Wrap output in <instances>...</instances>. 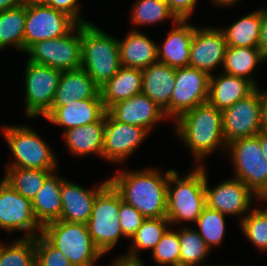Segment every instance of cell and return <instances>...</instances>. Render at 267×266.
<instances>
[{"label":"cell","instance_id":"6da1fadb","mask_svg":"<svg viewBox=\"0 0 267 266\" xmlns=\"http://www.w3.org/2000/svg\"><path fill=\"white\" fill-rule=\"evenodd\" d=\"M169 169L144 168L127 171L118 169L109 182L120 193L122 200L132 205L145 219L167 215V182Z\"/></svg>","mask_w":267,"mask_h":266},{"label":"cell","instance_id":"7a4b0ae2","mask_svg":"<svg viewBox=\"0 0 267 266\" xmlns=\"http://www.w3.org/2000/svg\"><path fill=\"white\" fill-rule=\"evenodd\" d=\"M176 137L194 158V166H204L206 157L216 150L225 155L227 144L223 137L222 111L209 102L197 105L173 124Z\"/></svg>","mask_w":267,"mask_h":266},{"label":"cell","instance_id":"3957f363","mask_svg":"<svg viewBox=\"0 0 267 266\" xmlns=\"http://www.w3.org/2000/svg\"><path fill=\"white\" fill-rule=\"evenodd\" d=\"M205 206V166H192L183 176L169 169L166 218L171 226L195 225Z\"/></svg>","mask_w":267,"mask_h":266},{"label":"cell","instance_id":"277c9868","mask_svg":"<svg viewBox=\"0 0 267 266\" xmlns=\"http://www.w3.org/2000/svg\"><path fill=\"white\" fill-rule=\"evenodd\" d=\"M81 67L103 86L121 67L118 38L94 22L81 24Z\"/></svg>","mask_w":267,"mask_h":266},{"label":"cell","instance_id":"5b68a950","mask_svg":"<svg viewBox=\"0 0 267 266\" xmlns=\"http://www.w3.org/2000/svg\"><path fill=\"white\" fill-rule=\"evenodd\" d=\"M8 149L11 162L5 167L57 170L58 159L53 148L28 125H2L0 128Z\"/></svg>","mask_w":267,"mask_h":266},{"label":"cell","instance_id":"8992f818","mask_svg":"<svg viewBox=\"0 0 267 266\" xmlns=\"http://www.w3.org/2000/svg\"><path fill=\"white\" fill-rule=\"evenodd\" d=\"M41 235L57 248L72 266H97L104 257L84 223L55 220L42 226Z\"/></svg>","mask_w":267,"mask_h":266},{"label":"cell","instance_id":"52a82bcc","mask_svg":"<svg viewBox=\"0 0 267 266\" xmlns=\"http://www.w3.org/2000/svg\"><path fill=\"white\" fill-rule=\"evenodd\" d=\"M120 193L109 182L96 196L86 223L95 246L105 256L124 239L119 220Z\"/></svg>","mask_w":267,"mask_h":266},{"label":"cell","instance_id":"ba28073f","mask_svg":"<svg viewBox=\"0 0 267 266\" xmlns=\"http://www.w3.org/2000/svg\"><path fill=\"white\" fill-rule=\"evenodd\" d=\"M234 178L242 181L261 200H267V160L263 155L259 137H245L227 144Z\"/></svg>","mask_w":267,"mask_h":266},{"label":"cell","instance_id":"9c48e42d","mask_svg":"<svg viewBox=\"0 0 267 266\" xmlns=\"http://www.w3.org/2000/svg\"><path fill=\"white\" fill-rule=\"evenodd\" d=\"M24 67L25 118L33 120L44 117L52 107L62 71L28 60Z\"/></svg>","mask_w":267,"mask_h":266},{"label":"cell","instance_id":"30bf717a","mask_svg":"<svg viewBox=\"0 0 267 266\" xmlns=\"http://www.w3.org/2000/svg\"><path fill=\"white\" fill-rule=\"evenodd\" d=\"M25 53L28 61L62 72L81 68V24L66 36L34 43Z\"/></svg>","mask_w":267,"mask_h":266},{"label":"cell","instance_id":"8fae6325","mask_svg":"<svg viewBox=\"0 0 267 266\" xmlns=\"http://www.w3.org/2000/svg\"><path fill=\"white\" fill-rule=\"evenodd\" d=\"M205 168V194L206 206L218 210L226 216L238 217V222L253 209V202L261 200L252 190L237 178H228L219 181L215 186L209 185V179Z\"/></svg>","mask_w":267,"mask_h":266},{"label":"cell","instance_id":"7c38bea8","mask_svg":"<svg viewBox=\"0 0 267 266\" xmlns=\"http://www.w3.org/2000/svg\"><path fill=\"white\" fill-rule=\"evenodd\" d=\"M0 230L8 234L23 232V238H36L42 226L35 219L32 202L0 179Z\"/></svg>","mask_w":267,"mask_h":266},{"label":"cell","instance_id":"4fadbf2b","mask_svg":"<svg viewBox=\"0 0 267 266\" xmlns=\"http://www.w3.org/2000/svg\"><path fill=\"white\" fill-rule=\"evenodd\" d=\"M77 25L69 15L45 4L26 6L24 54L34 43L66 36Z\"/></svg>","mask_w":267,"mask_h":266},{"label":"cell","instance_id":"5bb4252c","mask_svg":"<svg viewBox=\"0 0 267 266\" xmlns=\"http://www.w3.org/2000/svg\"><path fill=\"white\" fill-rule=\"evenodd\" d=\"M210 75L194 67L175 68L170 98V120L175 121L197 105L208 102Z\"/></svg>","mask_w":267,"mask_h":266},{"label":"cell","instance_id":"9a60e30c","mask_svg":"<svg viewBox=\"0 0 267 266\" xmlns=\"http://www.w3.org/2000/svg\"><path fill=\"white\" fill-rule=\"evenodd\" d=\"M222 129L226 144L256 136L262 130L259 86L246 98L222 111Z\"/></svg>","mask_w":267,"mask_h":266},{"label":"cell","instance_id":"2e32d148","mask_svg":"<svg viewBox=\"0 0 267 266\" xmlns=\"http://www.w3.org/2000/svg\"><path fill=\"white\" fill-rule=\"evenodd\" d=\"M149 135L144 128L119 122L106 111L103 159L111 164L125 163Z\"/></svg>","mask_w":267,"mask_h":266},{"label":"cell","instance_id":"e0dca14e","mask_svg":"<svg viewBox=\"0 0 267 266\" xmlns=\"http://www.w3.org/2000/svg\"><path fill=\"white\" fill-rule=\"evenodd\" d=\"M228 45L221 28L197 27L190 45L189 66L213 75L219 66L222 68Z\"/></svg>","mask_w":267,"mask_h":266},{"label":"cell","instance_id":"ac0fdd59","mask_svg":"<svg viewBox=\"0 0 267 266\" xmlns=\"http://www.w3.org/2000/svg\"><path fill=\"white\" fill-rule=\"evenodd\" d=\"M107 112L115 120L144 128L149 134L160 121L168 120L165 112L143 93L116 103Z\"/></svg>","mask_w":267,"mask_h":266},{"label":"cell","instance_id":"d6986e66","mask_svg":"<svg viewBox=\"0 0 267 266\" xmlns=\"http://www.w3.org/2000/svg\"><path fill=\"white\" fill-rule=\"evenodd\" d=\"M109 183L104 179L90 189L64 179L61 183L62 211L58 220L86 224L92 214V207L97 194Z\"/></svg>","mask_w":267,"mask_h":266},{"label":"cell","instance_id":"ffe728a7","mask_svg":"<svg viewBox=\"0 0 267 266\" xmlns=\"http://www.w3.org/2000/svg\"><path fill=\"white\" fill-rule=\"evenodd\" d=\"M195 25L189 20H177L167 33L163 43L157 44L158 62L173 68L189 66L190 45L194 36Z\"/></svg>","mask_w":267,"mask_h":266},{"label":"cell","instance_id":"44dd1931","mask_svg":"<svg viewBox=\"0 0 267 266\" xmlns=\"http://www.w3.org/2000/svg\"><path fill=\"white\" fill-rule=\"evenodd\" d=\"M101 99L100 87L81 67L63 71L50 111L43 117L47 118L57 107H63L73 100Z\"/></svg>","mask_w":267,"mask_h":266},{"label":"cell","instance_id":"7402d4cb","mask_svg":"<svg viewBox=\"0 0 267 266\" xmlns=\"http://www.w3.org/2000/svg\"><path fill=\"white\" fill-rule=\"evenodd\" d=\"M120 63L123 67L145 69L158 62L157 44L146 33L132 28L119 39Z\"/></svg>","mask_w":267,"mask_h":266},{"label":"cell","instance_id":"603a6c76","mask_svg":"<svg viewBox=\"0 0 267 266\" xmlns=\"http://www.w3.org/2000/svg\"><path fill=\"white\" fill-rule=\"evenodd\" d=\"M175 85V68L156 62L142 70V93L170 119V98Z\"/></svg>","mask_w":267,"mask_h":266},{"label":"cell","instance_id":"cb8c5ba5","mask_svg":"<svg viewBox=\"0 0 267 266\" xmlns=\"http://www.w3.org/2000/svg\"><path fill=\"white\" fill-rule=\"evenodd\" d=\"M105 113L102 99L73 100L66 106L57 107L46 120L52 125L64 127L62 131L65 132L72 128L94 123Z\"/></svg>","mask_w":267,"mask_h":266},{"label":"cell","instance_id":"d4e9b609","mask_svg":"<svg viewBox=\"0 0 267 266\" xmlns=\"http://www.w3.org/2000/svg\"><path fill=\"white\" fill-rule=\"evenodd\" d=\"M105 114L96 122L62 133L69 153L75 157L94 155L103 158Z\"/></svg>","mask_w":267,"mask_h":266},{"label":"cell","instance_id":"484cf974","mask_svg":"<svg viewBox=\"0 0 267 266\" xmlns=\"http://www.w3.org/2000/svg\"><path fill=\"white\" fill-rule=\"evenodd\" d=\"M256 87L247 79L220 72L211 75L209 80L208 102L218 110L231 107L246 98Z\"/></svg>","mask_w":267,"mask_h":266},{"label":"cell","instance_id":"4316f807","mask_svg":"<svg viewBox=\"0 0 267 266\" xmlns=\"http://www.w3.org/2000/svg\"><path fill=\"white\" fill-rule=\"evenodd\" d=\"M142 93V70L121 66L119 71L103 86L100 96L105 110L120 101Z\"/></svg>","mask_w":267,"mask_h":266},{"label":"cell","instance_id":"83f0119b","mask_svg":"<svg viewBox=\"0 0 267 266\" xmlns=\"http://www.w3.org/2000/svg\"><path fill=\"white\" fill-rule=\"evenodd\" d=\"M65 178L57 171H53L31 200L33 214L41 226L60 218L62 211L61 183Z\"/></svg>","mask_w":267,"mask_h":266},{"label":"cell","instance_id":"f1b7e54d","mask_svg":"<svg viewBox=\"0 0 267 266\" xmlns=\"http://www.w3.org/2000/svg\"><path fill=\"white\" fill-rule=\"evenodd\" d=\"M262 63H265V60L258 47L228 46L221 71L247 79L257 88L260 85L255 79V71Z\"/></svg>","mask_w":267,"mask_h":266},{"label":"cell","instance_id":"f546056e","mask_svg":"<svg viewBox=\"0 0 267 266\" xmlns=\"http://www.w3.org/2000/svg\"><path fill=\"white\" fill-rule=\"evenodd\" d=\"M170 226L166 217L145 219L131 238L129 250L119 257L127 261H143L140 252L150 250L151 253Z\"/></svg>","mask_w":267,"mask_h":266},{"label":"cell","instance_id":"4dcf8cb0","mask_svg":"<svg viewBox=\"0 0 267 266\" xmlns=\"http://www.w3.org/2000/svg\"><path fill=\"white\" fill-rule=\"evenodd\" d=\"M262 24V7L249 12L221 30L230 47H258Z\"/></svg>","mask_w":267,"mask_h":266},{"label":"cell","instance_id":"1f68e13d","mask_svg":"<svg viewBox=\"0 0 267 266\" xmlns=\"http://www.w3.org/2000/svg\"><path fill=\"white\" fill-rule=\"evenodd\" d=\"M26 6L0 11V51L11 46L24 53Z\"/></svg>","mask_w":267,"mask_h":266},{"label":"cell","instance_id":"d6a6232c","mask_svg":"<svg viewBox=\"0 0 267 266\" xmlns=\"http://www.w3.org/2000/svg\"><path fill=\"white\" fill-rule=\"evenodd\" d=\"M53 171L56 170L6 167L2 178L19 194L32 200Z\"/></svg>","mask_w":267,"mask_h":266},{"label":"cell","instance_id":"836d02e7","mask_svg":"<svg viewBox=\"0 0 267 266\" xmlns=\"http://www.w3.org/2000/svg\"><path fill=\"white\" fill-rule=\"evenodd\" d=\"M129 10L135 27L158 25L166 20H171L173 25L178 20L165 0H135Z\"/></svg>","mask_w":267,"mask_h":266},{"label":"cell","instance_id":"e575fe53","mask_svg":"<svg viewBox=\"0 0 267 266\" xmlns=\"http://www.w3.org/2000/svg\"><path fill=\"white\" fill-rule=\"evenodd\" d=\"M178 237L180 240V263L190 266H209L205 265L204 262L211 250L197 229H193L191 225L189 227L188 225L181 226L178 229Z\"/></svg>","mask_w":267,"mask_h":266},{"label":"cell","instance_id":"d590c367","mask_svg":"<svg viewBox=\"0 0 267 266\" xmlns=\"http://www.w3.org/2000/svg\"><path fill=\"white\" fill-rule=\"evenodd\" d=\"M226 215L218 210L205 206L201 215L197 218L196 228L210 250L220 247L224 243L226 233Z\"/></svg>","mask_w":267,"mask_h":266},{"label":"cell","instance_id":"8d00e7d4","mask_svg":"<svg viewBox=\"0 0 267 266\" xmlns=\"http://www.w3.org/2000/svg\"><path fill=\"white\" fill-rule=\"evenodd\" d=\"M0 266H36L34 238L0 241Z\"/></svg>","mask_w":267,"mask_h":266},{"label":"cell","instance_id":"74e56055","mask_svg":"<svg viewBox=\"0 0 267 266\" xmlns=\"http://www.w3.org/2000/svg\"><path fill=\"white\" fill-rule=\"evenodd\" d=\"M239 225L244 237L259 252L267 253V207L253 208Z\"/></svg>","mask_w":267,"mask_h":266},{"label":"cell","instance_id":"f35d334b","mask_svg":"<svg viewBox=\"0 0 267 266\" xmlns=\"http://www.w3.org/2000/svg\"><path fill=\"white\" fill-rule=\"evenodd\" d=\"M170 226L163 234L159 243L152 250L151 258L159 266H172L180 263V240L178 230Z\"/></svg>","mask_w":267,"mask_h":266},{"label":"cell","instance_id":"ab89813d","mask_svg":"<svg viewBox=\"0 0 267 266\" xmlns=\"http://www.w3.org/2000/svg\"><path fill=\"white\" fill-rule=\"evenodd\" d=\"M36 266H72L70 261L41 234L34 238Z\"/></svg>","mask_w":267,"mask_h":266},{"label":"cell","instance_id":"60d3db41","mask_svg":"<svg viewBox=\"0 0 267 266\" xmlns=\"http://www.w3.org/2000/svg\"><path fill=\"white\" fill-rule=\"evenodd\" d=\"M120 228L125 239L131 240L137 229L141 226L145 217L139 213L132 205L125 203L120 195L119 208Z\"/></svg>","mask_w":267,"mask_h":266},{"label":"cell","instance_id":"b9f144b4","mask_svg":"<svg viewBox=\"0 0 267 266\" xmlns=\"http://www.w3.org/2000/svg\"><path fill=\"white\" fill-rule=\"evenodd\" d=\"M44 4L69 15L78 24L90 23L80 13L82 6L79 0H45Z\"/></svg>","mask_w":267,"mask_h":266},{"label":"cell","instance_id":"7bdbcfd3","mask_svg":"<svg viewBox=\"0 0 267 266\" xmlns=\"http://www.w3.org/2000/svg\"><path fill=\"white\" fill-rule=\"evenodd\" d=\"M178 20H191L199 0H165Z\"/></svg>","mask_w":267,"mask_h":266},{"label":"cell","instance_id":"ee69618b","mask_svg":"<svg viewBox=\"0 0 267 266\" xmlns=\"http://www.w3.org/2000/svg\"><path fill=\"white\" fill-rule=\"evenodd\" d=\"M258 48L265 61H267V6L262 8V24Z\"/></svg>","mask_w":267,"mask_h":266},{"label":"cell","instance_id":"f6af8a7d","mask_svg":"<svg viewBox=\"0 0 267 266\" xmlns=\"http://www.w3.org/2000/svg\"><path fill=\"white\" fill-rule=\"evenodd\" d=\"M260 88L261 87H259V98L261 105V127L262 130L267 131V88Z\"/></svg>","mask_w":267,"mask_h":266},{"label":"cell","instance_id":"bcb514c9","mask_svg":"<svg viewBox=\"0 0 267 266\" xmlns=\"http://www.w3.org/2000/svg\"><path fill=\"white\" fill-rule=\"evenodd\" d=\"M110 266H146L144 261L136 262V261H127L120 257L114 258Z\"/></svg>","mask_w":267,"mask_h":266},{"label":"cell","instance_id":"7dc6e473","mask_svg":"<svg viewBox=\"0 0 267 266\" xmlns=\"http://www.w3.org/2000/svg\"><path fill=\"white\" fill-rule=\"evenodd\" d=\"M23 5L22 0H0V11Z\"/></svg>","mask_w":267,"mask_h":266},{"label":"cell","instance_id":"c3c4849f","mask_svg":"<svg viewBox=\"0 0 267 266\" xmlns=\"http://www.w3.org/2000/svg\"><path fill=\"white\" fill-rule=\"evenodd\" d=\"M257 136L259 137L260 146L263 152L264 157L267 160V131L261 130Z\"/></svg>","mask_w":267,"mask_h":266},{"label":"cell","instance_id":"681fc988","mask_svg":"<svg viewBox=\"0 0 267 266\" xmlns=\"http://www.w3.org/2000/svg\"><path fill=\"white\" fill-rule=\"evenodd\" d=\"M213 3L215 6L224 7V8H230L236 6L239 0H209Z\"/></svg>","mask_w":267,"mask_h":266},{"label":"cell","instance_id":"f907efd6","mask_svg":"<svg viewBox=\"0 0 267 266\" xmlns=\"http://www.w3.org/2000/svg\"><path fill=\"white\" fill-rule=\"evenodd\" d=\"M23 5L44 4L45 0H22Z\"/></svg>","mask_w":267,"mask_h":266},{"label":"cell","instance_id":"816d5d0a","mask_svg":"<svg viewBox=\"0 0 267 266\" xmlns=\"http://www.w3.org/2000/svg\"><path fill=\"white\" fill-rule=\"evenodd\" d=\"M172 266H190V265L178 263V264H175V265H172Z\"/></svg>","mask_w":267,"mask_h":266},{"label":"cell","instance_id":"f5cc1de1","mask_svg":"<svg viewBox=\"0 0 267 266\" xmlns=\"http://www.w3.org/2000/svg\"><path fill=\"white\" fill-rule=\"evenodd\" d=\"M211 266V265H210ZM218 266V265H217ZM219 266H228V265H219ZM229 266H232V265H229ZM234 266V265H233ZM235 266H238V265H235Z\"/></svg>","mask_w":267,"mask_h":266}]
</instances>
